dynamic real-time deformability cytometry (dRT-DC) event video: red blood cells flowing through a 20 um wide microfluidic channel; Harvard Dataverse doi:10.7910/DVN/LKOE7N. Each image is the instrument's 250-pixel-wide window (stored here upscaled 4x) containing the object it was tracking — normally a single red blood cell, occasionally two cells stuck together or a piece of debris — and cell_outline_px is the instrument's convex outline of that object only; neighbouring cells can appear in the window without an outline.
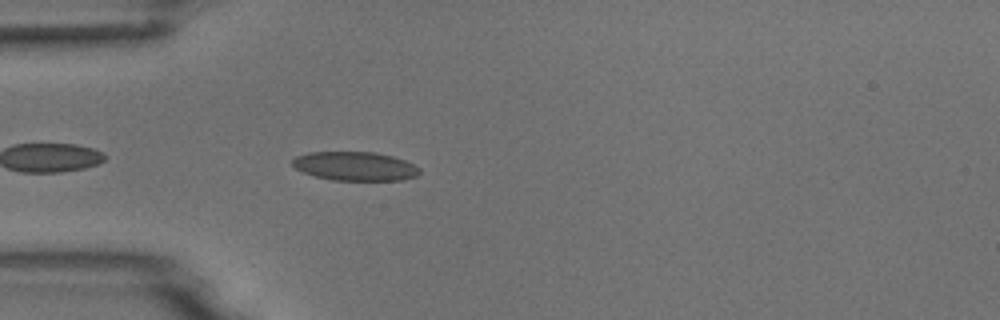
{"species": "common noctule bat (a hibernating species)", "species_latin": "Nyctalus noctula", "temperature_condition": "room temperature", "stored_images_in_passage": 4, "camera_frame_rate_fps": 3000, "um_per_image_px": 0.085, "animal": {"sex": "male", "body_mass_g": 18.8}, "frame": {"image": 1, "passage_image": 4, "time_ms": 4.333, "image_size_px": [1000, 320], "cell_outline_px": [[420, 172], [416, 176], [404, 180], [332, 180], [316, 176], [304, 172], [296, 168], [292, 164], [292, 160], [296, 156], [308, 152], [376, 152], [392, 156], [404, 160], [420, 168]], "centroid_in_image_um": [30.19, 14.12], "position_along_channel_um": 54.8, "area_um2": 21.33}}